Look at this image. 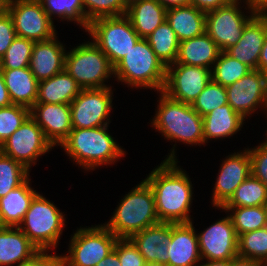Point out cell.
Here are the masks:
<instances>
[{
	"label": "cell",
	"instance_id": "6da1fadb",
	"mask_svg": "<svg viewBox=\"0 0 267 266\" xmlns=\"http://www.w3.org/2000/svg\"><path fill=\"white\" fill-rule=\"evenodd\" d=\"M180 161H161L144 179L151 187L160 222L190 223L193 184Z\"/></svg>",
	"mask_w": 267,
	"mask_h": 266
},
{
	"label": "cell",
	"instance_id": "7a4b0ae2",
	"mask_svg": "<svg viewBox=\"0 0 267 266\" xmlns=\"http://www.w3.org/2000/svg\"><path fill=\"white\" fill-rule=\"evenodd\" d=\"M157 109L150 120L152 129L161 133L165 140L175 142L164 161H178L177 143L188 146H204L203 117L191 104L176 101L164 92H158Z\"/></svg>",
	"mask_w": 267,
	"mask_h": 266
},
{
	"label": "cell",
	"instance_id": "3957f363",
	"mask_svg": "<svg viewBox=\"0 0 267 266\" xmlns=\"http://www.w3.org/2000/svg\"><path fill=\"white\" fill-rule=\"evenodd\" d=\"M109 125L95 128H73L60 145L73 164L85 172L110 166L126 156L125 149L109 133Z\"/></svg>",
	"mask_w": 267,
	"mask_h": 266
},
{
	"label": "cell",
	"instance_id": "277c9868",
	"mask_svg": "<svg viewBox=\"0 0 267 266\" xmlns=\"http://www.w3.org/2000/svg\"><path fill=\"white\" fill-rule=\"evenodd\" d=\"M109 221L103 223L118 239H129L160 223L150 185L143 179L119 201Z\"/></svg>",
	"mask_w": 267,
	"mask_h": 266
},
{
	"label": "cell",
	"instance_id": "5b68a950",
	"mask_svg": "<svg viewBox=\"0 0 267 266\" xmlns=\"http://www.w3.org/2000/svg\"><path fill=\"white\" fill-rule=\"evenodd\" d=\"M114 81L131 89L163 90L166 66L157 58L147 39L140 38L128 53L114 66ZM138 88V89H137Z\"/></svg>",
	"mask_w": 267,
	"mask_h": 266
},
{
	"label": "cell",
	"instance_id": "8992f818",
	"mask_svg": "<svg viewBox=\"0 0 267 266\" xmlns=\"http://www.w3.org/2000/svg\"><path fill=\"white\" fill-rule=\"evenodd\" d=\"M56 206L39 192L18 226L40 251L56 250L60 244L66 215Z\"/></svg>",
	"mask_w": 267,
	"mask_h": 266
},
{
	"label": "cell",
	"instance_id": "52a82bcc",
	"mask_svg": "<svg viewBox=\"0 0 267 266\" xmlns=\"http://www.w3.org/2000/svg\"><path fill=\"white\" fill-rule=\"evenodd\" d=\"M69 49L65 57V70L82 89L112 87L107 83L115 78L114 66L92 40Z\"/></svg>",
	"mask_w": 267,
	"mask_h": 266
},
{
	"label": "cell",
	"instance_id": "ba28073f",
	"mask_svg": "<svg viewBox=\"0 0 267 266\" xmlns=\"http://www.w3.org/2000/svg\"><path fill=\"white\" fill-rule=\"evenodd\" d=\"M70 236L67 253L60 255V266H96L118 240L104 224L80 226Z\"/></svg>",
	"mask_w": 267,
	"mask_h": 266
},
{
	"label": "cell",
	"instance_id": "9c48e42d",
	"mask_svg": "<svg viewBox=\"0 0 267 266\" xmlns=\"http://www.w3.org/2000/svg\"><path fill=\"white\" fill-rule=\"evenodd\" d=\"M90 39L115 66L141 38L126 15L103 17L89 23Z\"/></svg>",
	"mask_w": 267,
	"mask_h": 266
},
{
	"label": "cell",
	"instance_id": "30bf717a",
	"mask_svg": "<svg viewBox=\"0 0 267 266\" xmlns=\"http://www.w3.org/2000/svg\"><path fill=\"white\" fill-rule=\"evenodd\" d=\"M52 149L54 147L31 116L0 145L3 154L21 163L29 171L42 155Z\"/></svg>",
	"mask_w": 267,
	"mask_h": 266
},
{
	"label": "cell",
	"instance_id": "8fae6325",
	"mask_svg": "<svg viewBox=\"0 0 267 266\" xmlns=\"http://www.w3.org/2000/svg\"><path fill=\"white\" fill-rule=\"evenodd\" d=\"M242 4L229 2L223 7L206 13L205 32L221 51H226L237 43L245 25L256 15L247 5L242 6ZM243 7L246 12L241 10Z\"/></svg>",
	"mask_w": 267,
	"mask_h": 266
},
{
	"label": "cell",
	"instance_id": "7c38bea8",
	"mask_svg": "<svg viewBox=\"0 0 267 266\" xmlns=\"http://www.w3.org/2000/svg\"><path fill=\"white\" fill-rule=\"evenodd\" d=\"M113 87L82 89L70 103L73 128H95L109 125L113 107Z\"/></svg>",
	"mask_w": 267,
	"mask_h": 266
},
{
	"label": "cell",
	"instance_id": "4fadbf2b",
	"mask_svg": "<svg viewBox=\"0 0 267 266\" xmlns=\"http://www.w3.org/2000/svg\"><path fill=\"white\" fill-rule=\"evenodd\" d=\"M16 35L34 42L46 41L57 35L56 25L39 0H7Z\"/></svg>",
	"mask_w": 267,
	"mask_h": 266
},
{
	"label": "cell",
	"instance_id": "5bb4252c",
	"mask_svg": "<svg viewBox=\"0 0 267 266\" xmlns=\"http://www.w3.org/2000/svg\"><path fill=\"white\" fill-rule=\"evenodd\" d=\"M226 91L228 104L247 120L252 114L264 110L267 74L261 70H251L235 83L226 86Z\"/></svg>",
	"mask_w": 267,
	"mask_h": 266
},
{
	"label": "cell",
	"instance_id": "9a60e30c",
	"mask_svg": "<svg viewBox=\"0 0 267 266\" xmlns=\"http://www.w3.org/2000/svg\"><path fill=\"white\" fill-rule=\"evenodd\" d=\"M211 80V69L174 63L166 67L162 92L170 98L191 104Z\"/></svg>",
	"mask_w": 267,
	"mask_h": 266
},
{
	"label": "cell",
	"instance_id": "2e32d148",
	"mask_svg": "<svg viewBox=\"0 0 267 266\" xmlns=\"http://www.w3.org/2000/svg\"><path fill=\"white\" fill-rule=\"evenodd\" d=\"M212 189V208H221L234 194L238 186L251 175V160L248 148L234 151L223 160Z\"/></svg>",
	"mask_w": 267,
	"mask_h": 266
},
{
	"label": "cell",
	"instance_id": "e0dca14e",
	"mask_svg": "<svg viewBox=\"0 0 267 266\" xmlns=\"http://www.w3.org/2000/svg\"><path fill=\"white\" fill-rule=\"evenodd\" d=\"M197 232L202 260H232L238 256V237L229 215Z\"/></svg>",
	"mask_w": 267,
	"mask_h": 266
},
{
	"label": "cell",
	"instance_id": "ac0fdd59",
	"mask_svg": "<svg viewBox=\"0 0 267 266\" xmlns=\"http://www.w3.org/2000/svg\"><path fill=\"white\" fill-rule=\"evenodd\" d=\"M30 116L41 127L52 146H60L73 129L70 104L35 103Z\"/></svg>",
	"mask_w": 267,
	"mask_h": 266
},
{
	"label": "cell",
	"instance_id": "d6986e66",
	"mask_svg": "<svg viewBox=\"0 0 267 266\" xmlns=\"http://www.w3.org/2000/svg\"><path fill=\"white\" fill-rule=\"evenodd\" d=\"M266 35L267 14H256L245 25L237 43L225 52L252 70H258V62Z\"/></svg>",
	"mask_w": 267,
	"mask_h": 266
},
{
	"label": "cell",
	"instance_id": "ffe728a7",
	"mask_svg": "<svg viewBox=\"0 0 267 266\" xmlns=\"http://www.w3.org/2000/svg\"><path fill=\"white\" fill-rule=\"evenodd\" d=\"M194 222L172 223L167 266H197L201 259Z\"/></svg>",
	"mask_w": 267,
	"mask_h": 266
},
{
	"label": "cell",
	"instance_id": "44dd1931",
	"mask_svg": "<svg viewBox=\"0 0 267 266\" xmlns=\"http://www.w3.org/2000/svg\"><path fill=\"white\" fill-rule=\"evenodd\" d=\"M58 39L56 35L33 45L29 68L38 82L65 70L66 45Z\"/></svg>",
	"mask_w": 267,
	"mask_h": 266
},
{
	"label": "cell",
	"instance_id": "7402d4cb",
	"mask_svg": "<svg viewBox=\"0 0 267 266\" xmlns=\"http://www.w3.org/2000/svg\"><path fill=\"white\" fill-rule=\"evenodd\" d=\"M172 223L160 222L132 235L129 240L134 244L145 262H159L167 265L168 245Z\"/></svg>",
	"mask_w": 267,
	"mask_h": 266
},
{
	"label": "cell",
	"instance_id": "603a6c76",
	"mask_svg": "<svg viewBox=\"0 0 267 266\" xmlns=\"http://www.w3.org/2000/svg\"><path fill=\"white\" fill-rule=\"evenodd\" d=\"M38 252L19 227L0 226V266H18Z\"/></svg>",
	"mask_w": 267,
	"mask_h": 266
},
{
	"label": "cell",
	"instance_id": "cb8c5ba5",
	"mask_svg": "<svg viewBox=\"0 0 267 266\" xmlns=\"http://www.w3.org/2000/svg\"><path fill=\"white\" fill-rule=\"evenodd\" d=\"M30 177L0 198V226L18 227L22 223L31 201L39 193L31 186Z\"/></svg>",
	"mask_w": 267,
	"mask_h": 266
},
{
	"label": "cell",
	"instance_id": "d4e9b609",
	"mask_svg": "<svg viewBox=\"0 0 267 266\" xmlns=\"http://www.w3.org/2000/svg\"><path fill=\"white\" fill-rule=\"evenodd\" d=\"M245 120L229 104L214 109L203 116L204 144L215 139H230L231 136L241 131L244 123L246 124Z\"/></svg>",
	"mask_w": 267,
	"mask_h": 266
},
{
	"label": "cell",
	"instance_id": "484cf974",
	"mask_svg": "<svg viewBox=\"0 0 267 266\" xmlns=\"http://www.w3.org/2000/svg\"><path fill=\"white\" fill-rule=\"evenodd\" d=\"M220 53V48L205 32L180 42L175 63L212 69Z\"/></svg>",
	"mask_w": 267,
	"mask_h": 266
},
{
	"label": "cell",
	"instance_id": "4316f807",
	"mask_svg": "<svg viewBox=\"0 0 267 266\" xmlns=\"http://www.w3.org/2000/svg\"><path fill=\"white\" fill-rule=\"evenodd\" d=\"M12 104L29 109L36 103L39 82L29 67L1 69Z\"/></svg>",
	"mask_w": 267,
	"mask_h": 266
},
{
	"label": "cell",
	"instance_id": "83f0119b",
	"mask_svg": "<svg viewBox=\"0 0 267 266\" xmlns=\"http://www.w3.org/2000/svg\"><path fill=\"white\" fill-rule=\"evenodd\" d=\"M166 21L180 42L205 33L206 13L192 4L167 9Z\"/></svg>",
	"mask_w": 267,
	"mask_h": 266
},
{
	"label": "cell",
	"instance_id": "f1b7e54d",
	"mask_svg": "<svg viewBox=\"0 0 267 266\" xmlns=\"http://www.w3.org/2000/svg\"><path fill=\"white\" fill-rule=\"evenodd\" d=\"M167 9L157 0H140L130 4L126 16L137 34L146 39L159 25L166 21Z\"/></svg>",
	"mask_w": 267,
	"mask_h": 266
},
{
	"label": "cell",
	"instance_id": "f546056e",
	"mask_svg": "<svg viewBox=\"0 0 267 266\" xmlns=\"http://www.w3.org/2000/svg\"><path fill=\"white\" fill-rule=\"evenodd\" d=\"M82 88L66 70L39 82L36 103L70 104Z\"/></svg>",
	"mask_w": 267,
	"mask_h": 266
},
{
	"label": "cell",
	"instance_id": "4dcf8cb0",
	"mask_svg": "<svg viewBox=\"0 0 267 266\" xmlns=\"http://www.w3.org/2000/svg\"><path fill=\"white\" fill-rule=\"evenodd\" d=\"M146 39L166 67L175 63L180 41L167 21L159 25Z\"/></svg>",
	"mask_w": 267,
	"mask_h": 266
},
{
	"label": "cell",
	"instance_id": "1f68e13d",
	"mask_svg": "<svg viewBox=\"0 0 267 266\" xmlns=\"http://www.w3.org/2000/svg\"><path fill=\"white\" fill-rule=\"evenodd\" d=\"M43 9L54 22L66 21L74 22V24L79 25L80 29L85 30L89 29V23L85 18L84 7L81 0H39ZM55 18V19H53ZM61 19V20H59Z\"/></svg>",
	"mask_w": 267,
	"mask_h": 266
},
{
	"label": "cell",
	"instance_id": "d6a6232c",
	"mask_svg": "<svg viewBox=\"0 0 267 266\" xmlns=\"http://www.w3.org/2000/svg\"><path fill=\"white\" fill-rule=\"evenodd\" d=\"M229 215L237 237L267 226L264 206L215 208ZM230 212V213H229Z\"/></svg>",
	"mask_w": 267,
	"mask_h": 266
},
{
	"label": "cell",
	"instance_id": "836d02e7",
	"mask_svg": "<svg viewBox=\"0 0 267 266\" xmlns=\"http://www.w3.org/2000/svg\"><path fill=\"white\" fill-rule=\"evenodd\" d=\"M267 202V186L250 175L235 190L231 198L222 207L264 206Z\"/></svg>",
	"mask_w": 267,
	"mask_h": 266
},
{
	"label": "cell",
	"instance_id": "e575fe53",
	"mask_svg": "<svg viewBox=\"0 0 267 266\" xmlns=\"http://www.w3.org/2000/svg\"><path fill=\"white\" fill-rule=\"evenodd\" d=\"M252 69L221 51L211 69V80L222 86H228L247 75Z\"/></svg>",
	"mask_w": 267,
	"mask_h": 266
},
{
	"label": "cell",
	"instance_id": "d590c367",
	"mask_svg": "<svg viewBox=\"0 0 267 266\" xmlns=\"http://www.w3.org/2000/svg\"><path fill=\"white\" fill-rule=\"evenodd\" d=\"M238 255L264 264L267 261V226L239 235Z\"/></svg>",
	"mask_w": 267,
	"mask_h": 266
},
{
	"label": "cell",
	"instance_id": "8d00e7d4",
	"mask_svg": "<svg viewBox=\"0 0 267 266\" xmlns=\"http://www.w3.org/2000/svg\"><path fill=\"white\" fill-rule=\"evenodd\" d=\"M30 172L21 163L0 151V198L20 186Z\"/></svg>",
	"mask_w": 267,
	"mask_h": 266
},
{
	"label": "cell",
	"instance_id": "74e56055",
	"mask_svg": "<svg viewBox=\"0 0 267 266\" xmlns=\"http://www.w3.org/2000/svg\"><path fill=\"white\" fill-rule=\"evenodd\" d=\"M34 41L16 36L0 59L1 69L29 67Z\"/></svg>",
	"mask_w": 267,
	"mask_h": 266
},
{
	"label": "cell",
	"instance_id": "f35d334b",
	"mask_svg": "<svg viewBox=\"0 0 267 266\" xmlns=\"http://www.w3.org/2000/svg\"><path fill=\"white\" fill-rule=\"evenodd\" d=\"M226 104H228L226 87L210 80L192 103V107L203 117L214 109Z\"/></svg>",
	"mask_w": 267,
	"mask_h": 266
},
{
	"label": "cell",
	"instance_id": "ab89813d",
	"mask_svg": "<svg viewBox=\"0 0 267 266\" xmlns=\"http://www.w3.org/2000/svg\"><path fill=\"white\" fill-rule=\"evenodd\" d=\"M30 116L28 107L11 104L0 108V145Z\"/></svg>",
	"mask_w": 267,
	"mask_h": 266
},
{
	"label": "cell",
	"instance_id": "60d3db41",
	"mask_svg": "<svg viewBox=\"0 0 267 266\" xmlns=\"http://www.w3.org/2000/svg\"><path fill=\"white\" fill-rule=\"evenodd\" d=\"M88 23L103 18L126 15L127 7L121 0H81Z\"/></svg>",
	"mask_w": 267,
	"mask_h": 266
},
{
	"label": "cell",
	"instance_id": "b9f144b4",
	"mask_svg": "<svg viewBox=\"0 0 267 266\" xmlns=\"http://www.w3.org/2000/svg\"><path fill=\"white\" fill-rule=\"evenodd\" d=\"M251 175L267 186V145L263 142L257 146H250Z\"/></svg>",
	"mask_w": 267,
	"mask_h": 266
},
{
	"label": "cell",
	"instance_id": "7bdbcfd3",
	"mask_svg": "<svg viewBox=\"0 0 267 266\" xmlns=\"http://www.w3.org/2000/svg\"><path fill=\"white\" fill-rule=\"evenodd\" d=\"M115 249L121 266H144V257L129 239H118Z\"/></svg>",
	"mask_w": 267,
	"mask_h": 266
},
{
	"label": "cell",
	"instance_id": "ee69618b",
	"mask_svg": "<svg viewBox=\"0 0 267 266\" xmlns=\"http://www.w3.org/2000/svg\"><path fill=\"white\" fill-rule=\"evenodd\" d=\"M16 36L13 19L8 11L5 10L0 14V59Z\"/></svg>",
	"mask_w": 267,
	"mask_h": 266
},
{
	"label": "cell",
	"instance_id": "f6af8a7d",
	"mask_svg": "<svg viewBox=\"0 0 267 266\" xmlns=\"http://www.w3.org/2000/svg\"><path fill=\"white\" fill-rule=\"evenodd\" d=\"M52 253L40 251L33 258L18 266H60V254L58 255L56 251Z\"/></svg>",
	"mask_w": 267,
	"mask_h": 266
},
{
	"label": "cell",
	"instance_id": "bcb514c9",
	"mask_svg": "<svg viewBox=\"0 0 267 266\" xmlns=\"http://www.w3.org/2000/svg\"><path fill=\"white\" fill-rule=\"evenodd\" d=\"M228 3L229 2L227 0H191V4L204 13L216 10L217 8L223 7Z\"/></svg>",
	"mask_w": 267,
	"mask_h": 266
},
{
	"label": "cell",
	"instance_id": "7dc6e473",
	"mask_svg": "<svg viewBox=\"0 0 267 266\" xmlns=\"http://www.w3.org/2000/svg\"><path fill=\"white\" fill-rule=\"evenodd\" d=\"M246 5L255 14H267V0H246Z\"/></svg>",
	"mask_w": 267,
	"mask_h": 266
},
{
	"label": "cell",
	"instance_id": "c3c4849f",
	"mask_svg": "<svg viewBox=\"0 0 267 266\" xmlns=\"http://www.w3.org/2000/svg\"><path fill=\"white\" fill-rule=\"evenodd\" d=\"M12 104V101L9 96V92L6 88L4 78L0 69V108L7 107Z\"/></svg>",
	"mask_w": 267,
	"mask_h": 266
},
{
	"label": "cell",
	"instance_id": "681fc988",
	"mask_svg": "<svg viewBox=\"0 0 267 266\" xmlns=\"http://www.w3.org/2000/svg\"><path fill=\"white\" fill-rule=\"evenodd\" d=\"M96 266H121L116 249L114 248L103 260Z\"/></svg>",
	"mask_w": 267,
	"mask_h": 266
},
{
	"label": "cell",
	"instance_id": "f907efd6",
	"mask_svg": "<svg viewBox=\"0 0 267 266\" xmlns=\"http://www.w3.org/2000/svg\"><path fill=\"white\" fill-rule=\"evenodd\" d=\"M231 266H263V264L259 261L238 255L231 260Z\"/></svg>",
	"mask_w": 267,
	"mask_h": 266
},
{
	"label": "cell",
	"instance_id": "816d5d0a",
	"mask_svg": "<svg viewBox=\"0 0 267 266\" xmlns=\"http://www.w3.org/2000/svg\"><path fill=\"white\" fill-rule=\"evenodd\" d=\"M258 70H261L265 74H267V35L264 40V44L261 50L259 62H258Z\"/></svg>",
	"mask_w": 267,
	"mask_h": 266
},
{
	"label": "cell",
	"instance_id": "f5cc1de1",
	"mask_svg": "<svg viewBox=\"0 0 267 266\" xmlns=\"http://www.w3.org/2000/svg\"><path fill=\"white\" fill-rule=\"evenodd\" d=\"M166 9L186 6L191 4V0H157Z\"/></svg>",
	"mask_w": 267,
	"mask_h": 266
},
{
	"label": "cell",
	"instance_id": "db71d44e",
	"mask_svg": "<svg viewBox=\"0 0 267 266\" xmlns=\"http://www.w3.org/2000/svg\"><path fill=\"white\" fill-rule=\"evenodd\" d=\"M201 261L197 266H231V260H201Z\"/></svg>",
	"mask_w": 267,
	"mask_h": 266
},
{
	"label": "cell",
	"instance_id": "11a10c76",
	"mask_svg": "<svg viewBox=\"0 0 267 266\" xmlns=\"http://www.w3.org/2000/svg\"><path fill=\"white\" fill-rule=\"evenodd\" d=\"M7 0H0V14L6 10Z\"/></svg>",
	"mask_w": 267,
	"mask_h": 266
},
{
	"label": "cell",
	"instance_id": "9f6ffc18",
	"mask_svg": "<svg viewBox=\"0 0 267 266\" xmlns=\"http://www.w3.org/2000/svg\"><path fill=\"white\" fill-rule=\"evenodd\" d=\"M144 266H167V265L159 262H145Z\"/></svg>",
	"mask_w": 267,
	"mask_h": 266
},
{
	"label": "cell",
	"instance_id": "6f0895ef",
	"mask_svg": "<svg viewBox=\"0 0 267 266\" xmlns=\"http://www.w3.org/2000/svg\"><path fill=\"white\" fill-rule=\"evenodd\" d=\"M121 1L126 7H128L130 4H132L136 1H140V0H121Z\"/></svg>",
	"mask_w": 267,
	"mask_h": 266
},
{
	"label": "cell",
	"instance_id": "680465c9",
	"mask_svg": "<svg viewBox=\"0 0 267 266\" xmlns=\"http://www.w3.org/2000/svg\"><path fill=\"white\" fill-rule=\"evenodd\" d=\"M230 3H244L246 5V0H227Z\"/></svg>",
	"mask_w": 267,
	"mask_h": 266
},
{
	"label": "cell",
	"instance_id": "91938a15",
	"mask_svg": "<svg viewBox=\"0 0 267 266\" xmlns=\"http://www.w3.org/2000/svg\"><path fill=\"white\" fill-rule=\"evenodd\" d=\"M263 114L265 113V118L267 117V96H266V100H265V106H264V110H263Z\"/></svg>",
	"mask_w": 267,
	"mask_h": 266
},
{
	"label": "cell",
	"instance_id": "94428289",
	"mask_svg": "<svg viewBox=\"0 0 267 266\" xmlns=\"http://www.w3.org/2000/svg\"><path fill=\"white\" fill-rule=\"evenodd\" d=\"M265 216H266V223H267V202L264 204Z\"/></svg>",
	"mask_w": 267,
	"mask_h": 266
},
{
	"label": "cell",
	"instance_id": "6125c7cd",
	"mask_svg": "<svg viewBox=\"0 0 267 266\" xmlns=\"http://www.w3.org/2000/svg\"><path fill=\"white\" fill-rule=\"evenodd\" d=\"M266 137H267V130H266ZM263 143H265L266 145H267V138L266 139H264V141H263Z\"/></svg>",
	"mask_w": 267,
	"mask_h": 266
}]
</instances>
